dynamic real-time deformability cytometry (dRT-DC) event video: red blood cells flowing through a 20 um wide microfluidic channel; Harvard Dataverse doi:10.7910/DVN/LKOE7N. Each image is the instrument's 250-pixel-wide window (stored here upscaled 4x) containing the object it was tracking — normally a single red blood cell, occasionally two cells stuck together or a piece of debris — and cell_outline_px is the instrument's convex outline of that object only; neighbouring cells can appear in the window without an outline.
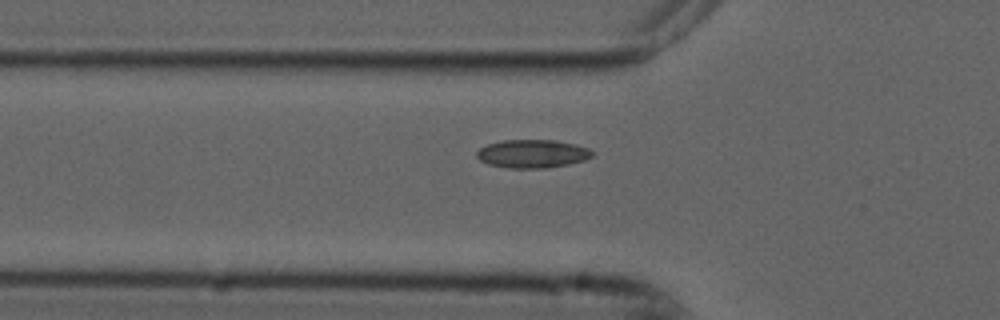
{"species": "common noctule bat (a hibernating species)", "species_latin": "Nyctalus noctula", "temperature_condition": "cold", "stored_images_in_passage": 33, "camera_frame_rate_fps": 3000, "um_per_image_px": 0.085, "animal": {"sex": "male", "forearm_length_mm": 52.5}, "frame": {"image": 1, "passage_image": 5, "time_ms": 1.333, "image_size_px": [1000, 320], "cell_outline_px": [[596, 152], [592, 156], [584, 160], [568, 164], [548, 168], [508, 168], [488, 164], [480, 160], [476, 156], [476, 152], [480, 148], [488, 144], [504, 140], [556, 140], [576, 144], [588, 148]], "centroid_in_image_um": [45.28, 13.07], "position_along_channel_um": 80.5, "area_um2": 19.13}}
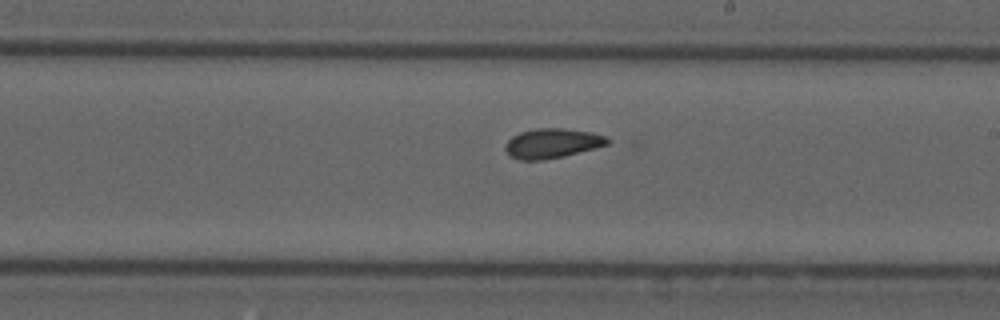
{"frame": {"image": 2, "passage_image": 18, "time_ms": 5.667, "image_size_px": [1000, 320], "cell_outline_px": [[616, 140], [608, 144], [596, 148], [564, 156], [544, 160], [520, 160], [508, 156], [504, 148], [508, 140], [512, 136], [520, 132], [536, 128], [564, 128], [592, 132], [608, 136]], "centroid_in_image_um": [46.99, 12.18], "position_along_channel_um": 242.0, "area_um2": 18.09}}
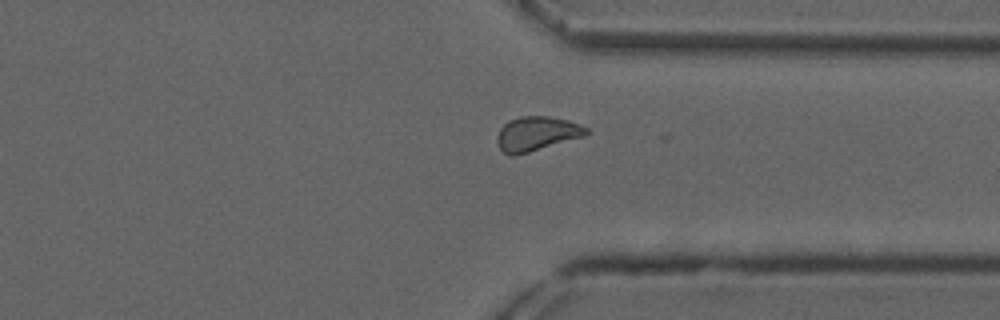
{"frame": {"image": 3, "passage_image": 28, "time_ms": 9.0, "image_size_px": [1000, 320], "cell_outline_px": [[592, 132], [584, 136], [528, 152], [512, 156], [508, 156], [500, 148], [496, 140], [496, 136], [500, 128], [508, 120], [520, 116], [548, 116], [568, 120], [580, 124], [588, 128]], "centroid_in_image_um": [45.62, 11.35], "position_along_channel_um": 365.8, "area_um2": 17.92}}